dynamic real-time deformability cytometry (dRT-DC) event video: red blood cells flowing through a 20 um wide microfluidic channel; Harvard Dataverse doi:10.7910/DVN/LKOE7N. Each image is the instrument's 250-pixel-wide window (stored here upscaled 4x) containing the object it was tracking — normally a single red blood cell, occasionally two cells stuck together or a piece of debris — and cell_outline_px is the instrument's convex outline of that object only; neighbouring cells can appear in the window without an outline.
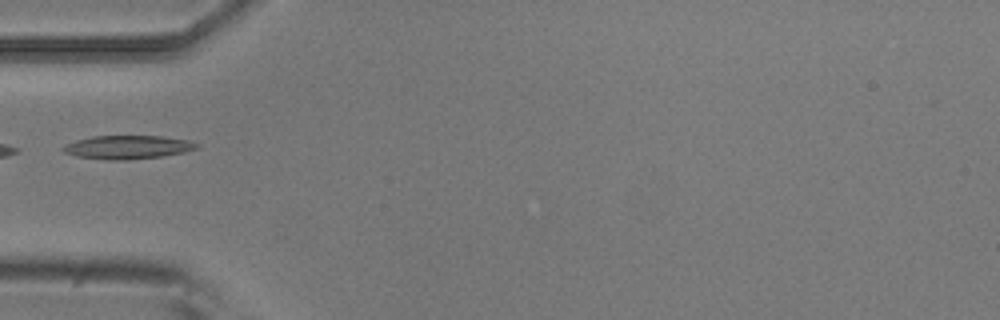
{"species": "common noctule bat (a hibernating species)", "species_latin": "Nyctalus noctula", "temperature_condition": "room temperature", "stored_images_in_passage": 2, "camera_frame_rate_fps": 3000, "um_per_image_px": 0.085, "animal": {"sex": "male", "body_mass_g": 20.5, "forearm_length_mm": 52.5}, "frame": {"image": 1, "passage_image": 2, "time_ms": 0.333, "image_size_px": [1000, 320], "cell_outline_px": [[200, 148], [184, 152], [160, 156], [128, 160], [108, 160], [76, 156], [64, 152], [60, 148], [76, 140], [92, 136], [160, 136], [188, 140], [200, 144]], "centroid_in_image_um": [10.87, 12.51], "position_along_channel_um": 74.1, "area_um2": 18.26}}